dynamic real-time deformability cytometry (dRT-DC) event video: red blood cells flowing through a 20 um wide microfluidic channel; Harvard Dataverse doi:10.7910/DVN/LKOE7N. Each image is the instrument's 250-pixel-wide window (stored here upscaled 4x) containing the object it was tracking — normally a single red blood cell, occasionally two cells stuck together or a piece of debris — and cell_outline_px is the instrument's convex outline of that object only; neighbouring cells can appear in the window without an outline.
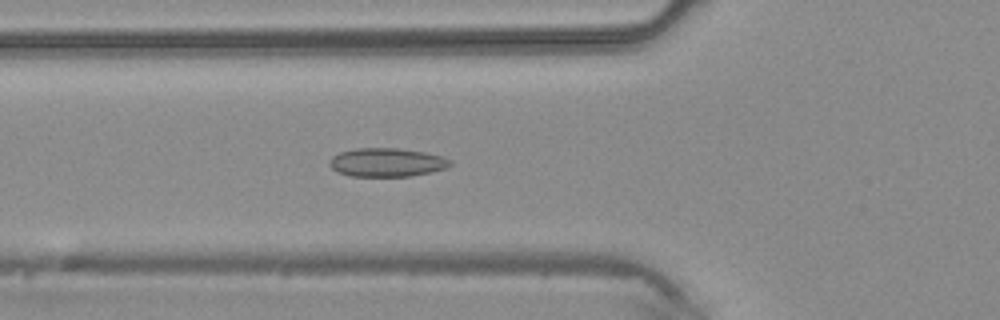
{"species": "common noctule bat (a hibernating species)", "species_latin": "Nyctalus noctula", "temperature_condition": "warm", "stored_images_in_passage": 33, "camera_frame_rate_fps": 3000, "um_per_image_px": 0.085, "animal": {"sex": "male", "body_mass_g": 20.4}, "frame": {"image": 1, "passage_image": 8, "time_ms": 2.333, "image_size_px": [1000, 320], "cell_outline_px": [[452, 164], [448, 168], [432, 172], [408, 176], [352, 176], [340, 172], [332, 168], [328, 164], [332, 156], [340, 152], [356, 148], [400, 148], [424, 152], [440, 156], [452, 160]], "centroid_in_image_um": [32.91, 13.8], "position_along_channel_um": 92.9, "area_um2": 20.11}}
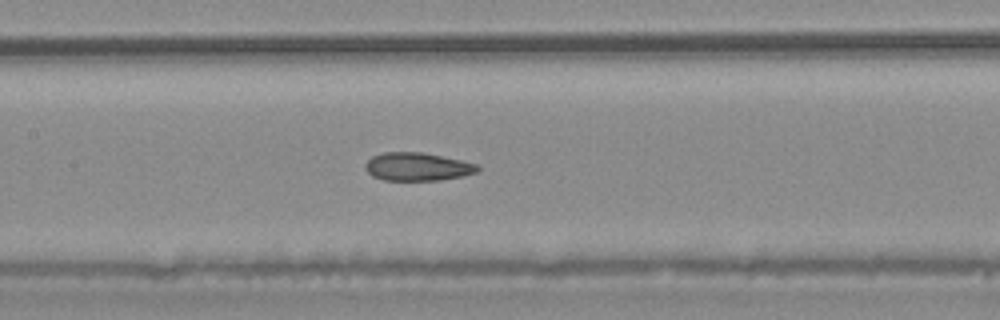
{"frame": {"image": 2, "passage_image": 13, "time_ms": 4.0, "image_size_px": [1000, 320], "cell_outline_px": [[480, 172], [464, 176], [440, 180], [384, 180], [372, 176], [364, 168], [364, 164], [372, 156], [384, 152], [424, 152], [460, 160], [476, 164], [480, 168]], "centroid_in_image_um": [35.48, 14.17], "position_along_channel_um": 171.9, "area_um2": 18.55}}
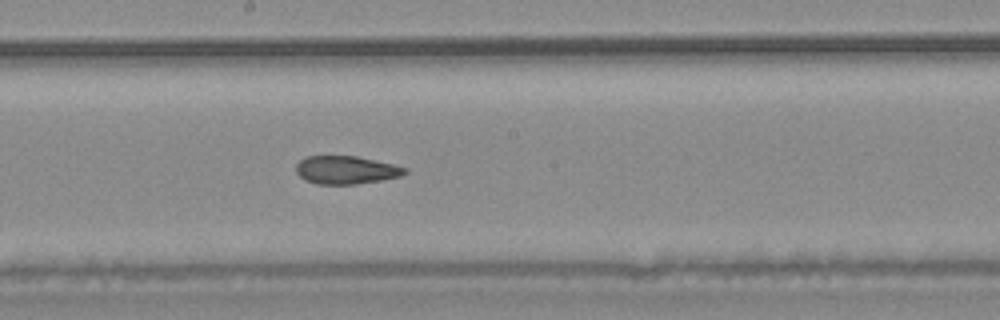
{"frame": {"image": 3, "passage_image": 16, "time_ms": 5.0, "image_size_px": [1000, 320], "cell_outline_px": [[408, 172], [400, 176], [380, 180], [356, 184], [316, 184], [304, 180], [296, 172], [296, 164], [304, 156], [356, 156], [392, 164], [408, 168]], "centroid_in_image_um": [29.39, 14.45], "position_along_channel_um": 218.8, "area_um2": 17.8}}